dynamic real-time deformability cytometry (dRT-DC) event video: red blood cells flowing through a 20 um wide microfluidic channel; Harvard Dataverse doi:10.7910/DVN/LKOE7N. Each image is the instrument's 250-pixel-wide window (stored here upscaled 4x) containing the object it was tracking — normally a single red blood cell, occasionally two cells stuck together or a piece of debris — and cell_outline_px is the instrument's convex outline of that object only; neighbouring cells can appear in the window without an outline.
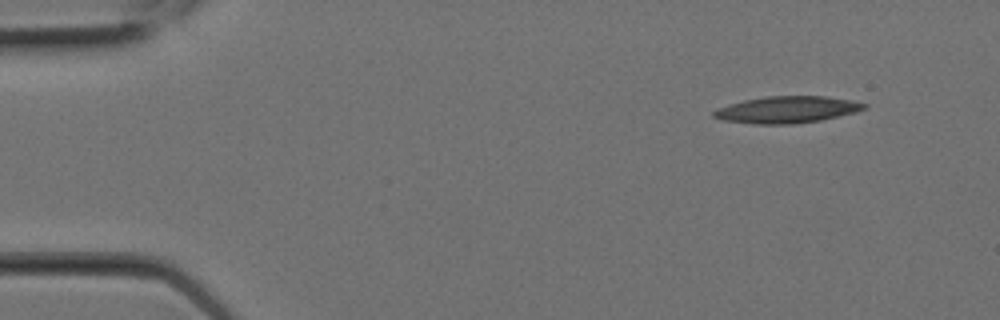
{"species": "Egyptian fruit bat (a non-hibernating species)", "species_latin": "Rousettus aegyptiacus", "temperature_condition": "room temperature", "stored_images_in_passage": 5, "camera_frame_rate_fps": 3000, "um_per_image_px": 0.085, "animal": {"sex": "female"}, "frame": {"image": 1, "passage_image": 1, "time_ms": 0.0, "image_size_px": [1000, 320], "cell_outline_px": [[868, 108], [856, 112], [820, 120], [792, 124], [756, 124], [724, 120], [712, 116], [712, 112], [728, 104], [744, 100], [764, 96], [824, 96], [848, 100], [868, 104]], "centroid_in_image_um": [66.9, 9.32], "position_along_channel_um": 18.1, "area_um2": 23.29}}
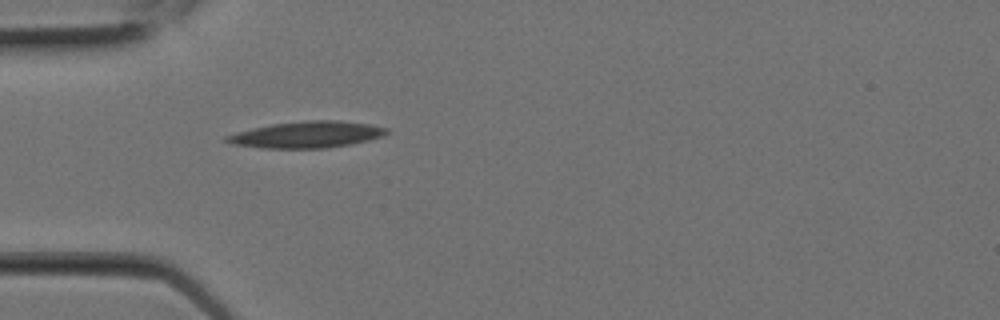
{"frame": {"image": 2, "passage_image": 5, "time_ms": 1.333, "image_size_px": [1000, 320], "cell_outline_px": [[388, 132], [384, 136], [352, 144], [324, 148], [264, 148], [232, 144], [224, 140], [224, 136], [236, 132], [252, 128], [272, 124], [308, 120], [336, 120], [368, 124], [388, 128]], "centroid_in_image_um": [26.07, 11.44], "position_along_channel_um": 58.9, "area_um2": 24.62}}